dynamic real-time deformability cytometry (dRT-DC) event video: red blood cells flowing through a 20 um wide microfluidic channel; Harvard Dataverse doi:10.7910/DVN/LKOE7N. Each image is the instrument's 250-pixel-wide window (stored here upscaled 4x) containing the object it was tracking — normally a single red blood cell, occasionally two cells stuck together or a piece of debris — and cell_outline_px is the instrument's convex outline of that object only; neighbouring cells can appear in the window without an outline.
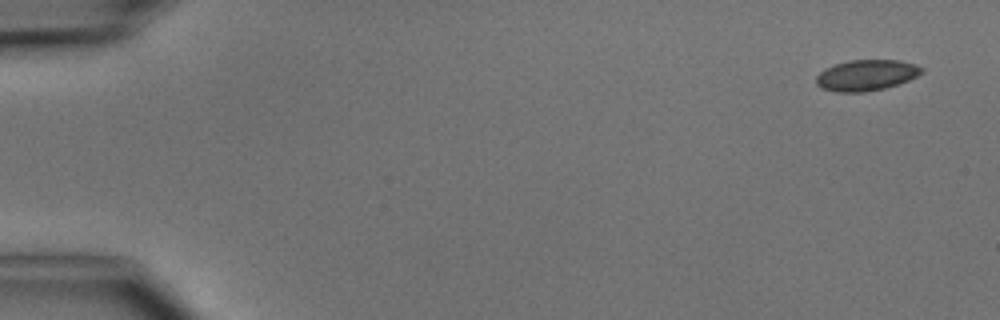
{"species": "common noctule bat (a hibernating species)", "species_latin": "Nyctalus noctula", "temperature_condition": "cold", "stored_images_in_passage": 3, "camera_frame_rate_fps": 3000, "um_per_image_px": 0.085, "animal": {"sex": "male", "body_mass_g": 15.6}, "frame": {"image": 1, "passage_image": 1, "time_ms": 0.0, "image_size_px": [1000, 320], "cell_outline_px": [[924, 72], [908, 80], [884, 88], [864, 92], [836, 92], [820, 88], [816, 84], [816, 76], [824, 68], [848, 60], [900, 60], [916, 64], [924, 68]], "centroid_in_image_um": [73.62, 6.39], "position_along_channel_um": 11.4, "area_um2": 19.07}}